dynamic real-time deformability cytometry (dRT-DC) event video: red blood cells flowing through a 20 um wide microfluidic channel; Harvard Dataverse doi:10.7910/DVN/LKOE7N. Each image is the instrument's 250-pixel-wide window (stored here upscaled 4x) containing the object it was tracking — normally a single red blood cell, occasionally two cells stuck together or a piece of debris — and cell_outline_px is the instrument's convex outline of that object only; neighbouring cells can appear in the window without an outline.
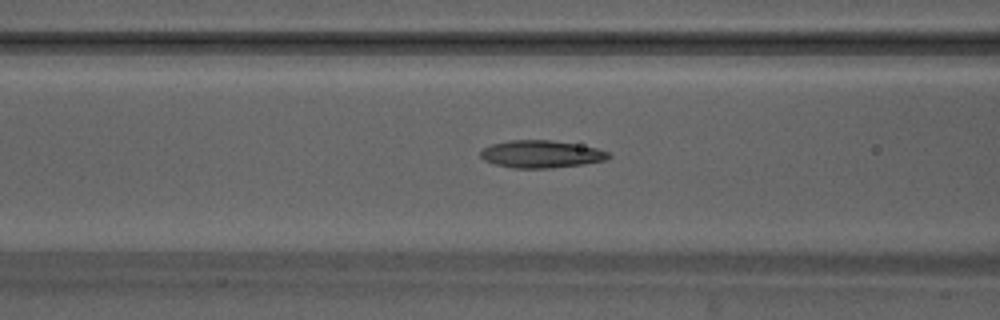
{"species": "Egyptian fruit bat (a non-hibernating species)", "species_latin": "Rousettus aegyptiacus", "temperature_condition": "warm", "stored_images_in_passage": 41, "camera_frame_rate_fps": 3000, "um_per_image_px": 0.085, "animal": {"sex": "male"}, "frame": {"image": 1, "passage_image": 19, "time_ms": 6.0, "image_size_px": [1000, 320], "cell_outline_px": [[612, 156], [608, 160], [584, 164], [552, 168], [512, 168], [496, 164], [484, 160], [480, 156], [480, 152], [484, 148], [492, 144], [508, 140], [548, 140], [596, 148], [608, 152]], "centroid_in_image_um": [46.0, 13.11], "position_along_channel_um": 120.6, "area_um2": 20.35}}
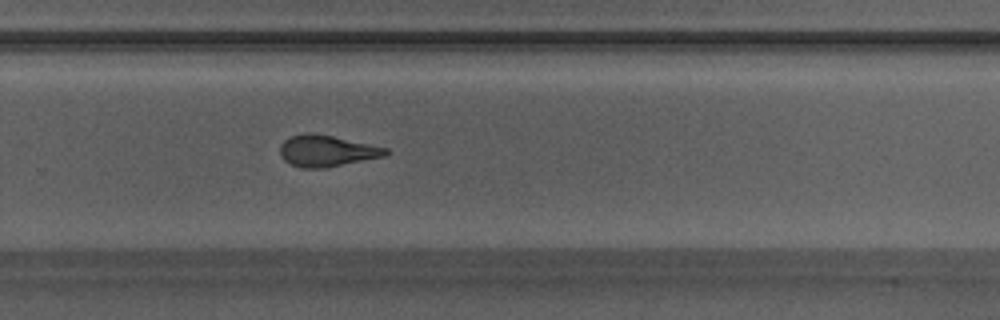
{"frame": {"image": 2, "passage_image": 32, "time_ms": 10.333, "image_size_px": [1000, 320], "cell_outline_px": [[388, 152], [384, 156], [324, 168], [300, 168], [284, 160], [280, 156], [280, 144], [284, 140], [292, 136], [332, 136], [388, 148]], "centroid_in_image_um": [27.77, 12.87], "position_along_channel_um": 302.0, "area_um2": 18.5}}
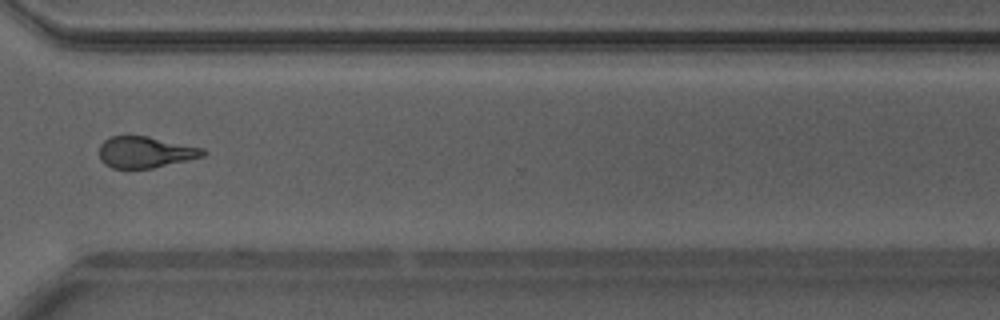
{"frame": {"image": 3, "passage_image": 36, "time_ms": 11.667, "image_size_px": [1000, 320], "cell_outline_px": [[208, 152], [204, 156], [152, 168], [112, 168], [104, 164], [100, 160], [100, 144], [108, 136], [148, 136], [204, 148]], "centroid_in_image_um": [12.35, 12.93], "position_along_channel_um": 358.3, "area_um2": 18.96}, "authors_computed_cell_mechanics": {"area_um2": 19.9988, "velocity_mm_per_s": 4.1955, "shape_relaxation_time_tau1_ms": 4.9686, "shape_relaxation_time_tau2_ms": 2.5528, "deformation_change_tau1": 0.1906, "deformation_change_tau2": 0.1152}}